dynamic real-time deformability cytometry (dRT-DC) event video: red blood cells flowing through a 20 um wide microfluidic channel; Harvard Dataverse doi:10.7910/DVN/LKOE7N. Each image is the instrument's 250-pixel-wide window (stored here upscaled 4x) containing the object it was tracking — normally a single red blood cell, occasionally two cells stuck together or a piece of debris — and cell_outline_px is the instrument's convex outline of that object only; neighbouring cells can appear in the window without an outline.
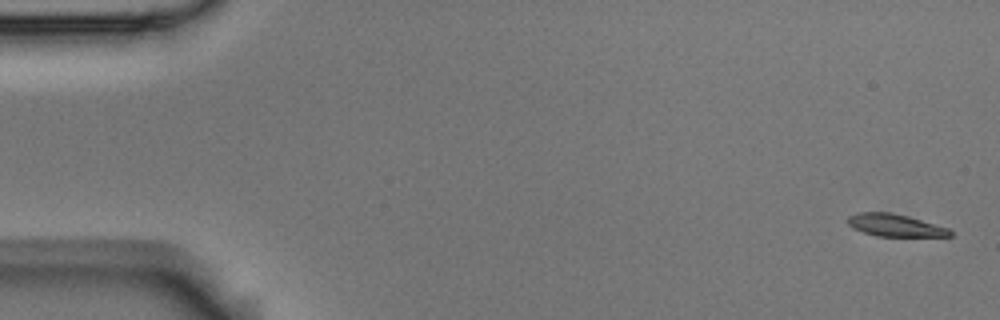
{"species": "Egyptian fruit bat (a non-hibernating species)", "species_latin": "Rousettus aegyptiacus", "temperature_condition": "room temperature", "stored_images_in_passage": 9, "camera_frame_rate_fps": 3000, "um_per_image_px": 0.085, "animal": {"sex": "male"}, "frame": {"image": 1, "passage_image": 1, "time_ms": 0.0, "image_size_px": [1000, 320], "cell_outline_px": [[952, 236], [876, 236], [852, 228], [848, 224], [848, 216], [856, 212], [892, 212], [908, 216], [948, 228], [952, 232]], "centroid_in_image_um": [76.04, 19.14], "position_along_channel_um": 9.0, "area_um2": 13.29}}
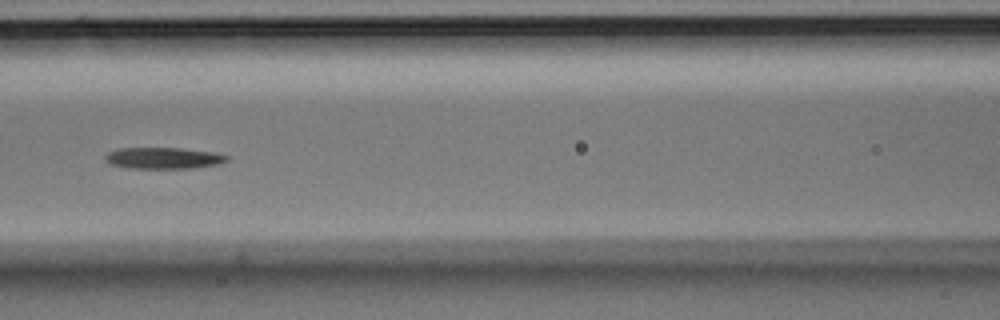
{"frame": {"image": 2, "passage_image": 7, "time_ms": 2.0, "image_size_px": [1000, 320], "cell_outline_px": [[228, 160], [216, 164], [192, 168], [132, 168], [112, 164], [104, 156], [108, 152], [120, 148], [180, 148], [212, 152], [228, 156]], "centroid_in_image_um": [13.89, 13.43], "position_along_channel_um": 152.7, "area_um2": 14.8}}
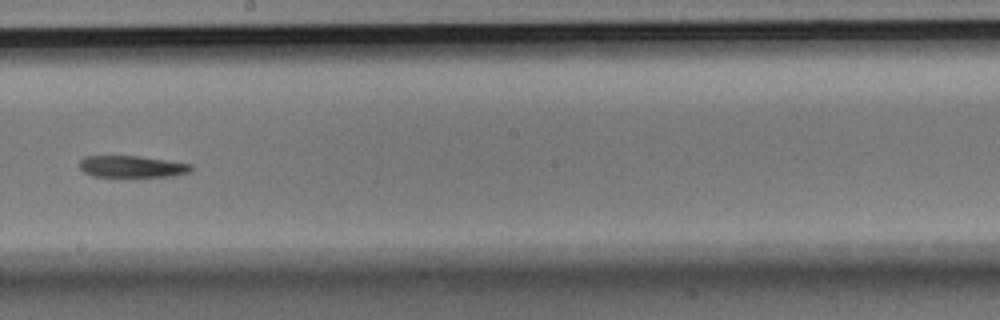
{"frame": {"image": 3, "passage_image": 9, "time_ms": 2.667, "image_size_px": [1000, 320], "cell_outline_px": [[192, 168], [188, 172], [172, 176], [92, 176], [84, 172], [80, 168], [80, 160], [84, 156], [140, 156], [168, 160], [192, 164]], "centroid_in_image_um": [11.21, 14.15], "position_along_channel_um": 237.0, "area_um2": 13.99}}